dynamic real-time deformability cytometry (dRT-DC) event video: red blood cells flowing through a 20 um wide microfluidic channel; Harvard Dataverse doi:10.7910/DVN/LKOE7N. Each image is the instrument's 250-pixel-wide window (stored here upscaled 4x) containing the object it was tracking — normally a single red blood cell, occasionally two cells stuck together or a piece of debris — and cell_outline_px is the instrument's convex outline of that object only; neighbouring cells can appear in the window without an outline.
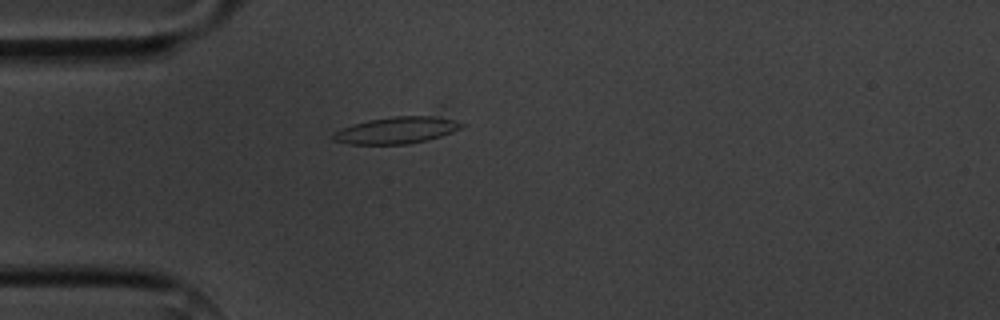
{"species": "common noctule bat (a hibernating species)", "species_latin": "Nyctalus noctula", "temperature_condition": "cold", "stored_images_in_passage": 3, "camera_frame_rate_fps": 3000, "um_per_image_px": 0.085, "animal": {"sex": "male", "body_mass_g": 20.1, "forearm_length_mm": 53.5}, "frame": {"image": 1, "passage_image": 3, "time_ms": 3.667, "image_size_px": [1000, 320], "cell_outline_px": [[468, 124], [452, 132], [428, 140], [408, 144], [348, 144], [332, 140], [332, 132], [352, 124], [368, 120], [392, 116], [432, 116], [456, 120]], "centroid_in_image_um": [33.69, 11.07], "position_along_channel_um": 51.3, "area_um2": 20.11}}